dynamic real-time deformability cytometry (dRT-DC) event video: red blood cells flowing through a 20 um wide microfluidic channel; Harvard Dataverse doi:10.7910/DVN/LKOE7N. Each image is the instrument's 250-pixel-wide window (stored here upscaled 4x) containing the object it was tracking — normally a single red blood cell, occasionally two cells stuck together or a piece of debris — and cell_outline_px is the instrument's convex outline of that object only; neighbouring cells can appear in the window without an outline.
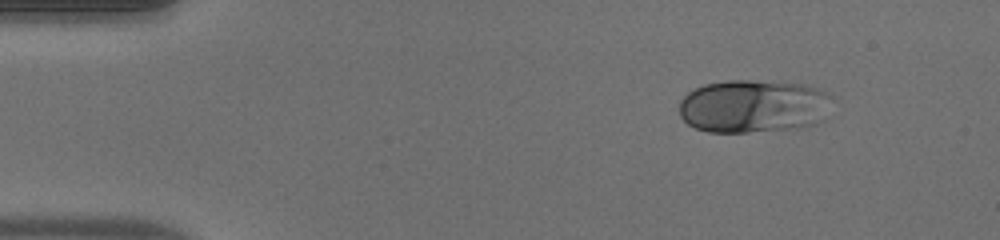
{"species": "human", "species_latin": "Homo sapiens", "temperature_condition": "warm", "stored_images_in_passage": 38, "camera_frame_rate_fps": 3000, "um_per_image_px": 0.085, "donor": {"sex": "male"}, "frame": {"image": 1, "passage_image": 1, "time_ms": 0.0, "image_size_px": [1000, 240], "cell_outline_px": [[832, 96], [816, 124], [796, 128], [748, 132], [708, 132], [696, 128], [688, 124], [680, 116], [680, 100], [688, 92], [704, 84], [728, 80], [748, 80], [808, 84]], "centroid_in_image_um": [63.97, 9.02], "position_along_channel_um": 21.0, "area_um2": 46.99}}
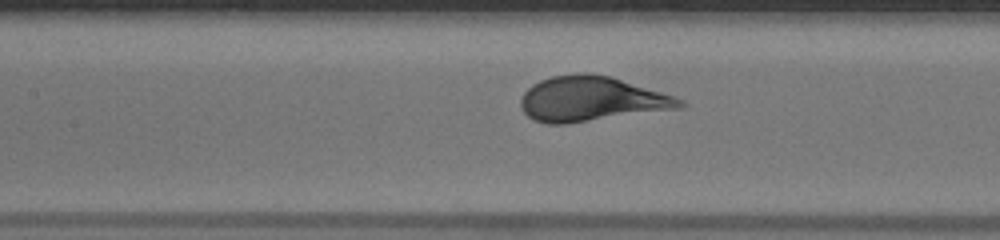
{"frame": {"image": 2, "passage_image": 18, "time_ms": 5.667, "image_size_px": [1000, 240], "cell_outline_px": [[688, 104], [680, 108], [564, 124], [548, 124], [536, 120], [528, 116], [524, 112], [520, 104], [520, 100], [524, 92], [532, 84], [540, 80], [552, 76], [584, 72], [588, 72], [608, 76], [660, 92], [684, 100]], "centroid_in_image_um": [50.23, 8.41], "position_along_channel_um": 157.2, "area_um2": 41.1}}
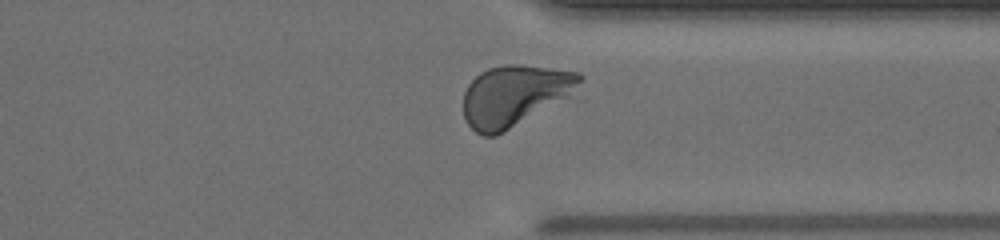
{"frame": {"image": 3, "passage_image": 34, "time_ms": 11.0, "image_size_px": [1000, 240], "cell_outline_px": [[584, 100], [496, 136], [484, 136], [476, 132], [468, 124], [464, 116], [464, 92], [468, 84], [480, 72], [488, 68], [504, 64], [520, 64], [580, 72], [584, 76]], "centroid_in_image_um": [44.07, 8.18], "position_along_channel_um": 367.3, "area_um2": 45.43}, "authors_computed_cell_mechanics": {"area_um2": 41.616, "velocity_mm_per_s": 3.9563, "shape_relaxation_time_tau1_ms": 2.1748, "shape_relaxation_time_tau2_ms": null, "deformation_change_tau1": 0.1643, "deformation_change_tau2": null}}